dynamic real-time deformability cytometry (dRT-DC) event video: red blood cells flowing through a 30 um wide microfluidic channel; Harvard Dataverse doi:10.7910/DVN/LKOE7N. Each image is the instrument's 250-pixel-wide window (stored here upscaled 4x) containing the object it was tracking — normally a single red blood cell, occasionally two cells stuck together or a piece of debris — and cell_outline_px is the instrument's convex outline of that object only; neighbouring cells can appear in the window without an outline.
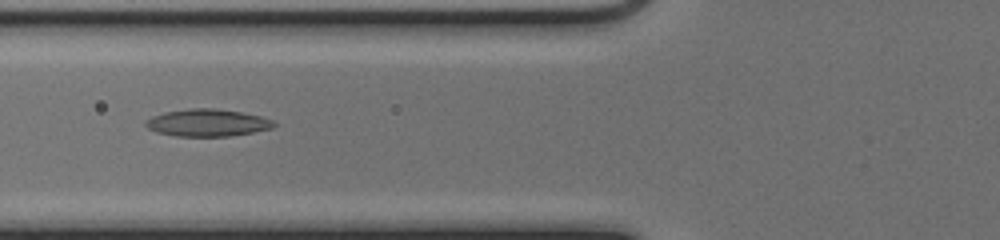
{"species": "common noctule bat (a hibernating species)", "species_latin": "Nyctalus noctula", "temperature_condition": "cold", "stored_images_in_passage": 52, "camera_frame_rate_fps": 3000, "um_per_image_px": 0.085, "animal": {"sex": "female", "body_mass_g": 17.0, "forearm_length_mm": 48.0}, "frame": {"image": 1, "passage_image": 21, "time_ms": 6.667, "image_size_px": [1000, 240], "cell_outline_px": [[276, 124], [272, 128], [252, 132], [228, 136], [176, 136], [156, 132], [148, 128], [144, 124], [144, 120], [152, 116], [164, 112], [188, 108], [216, 108], [240, 112], [260, 116], [272, 120]], "centroid_in_image_um": [17.58, 10.43], "position_along_channel_um": 108.2, "area_um2": 20.35}}
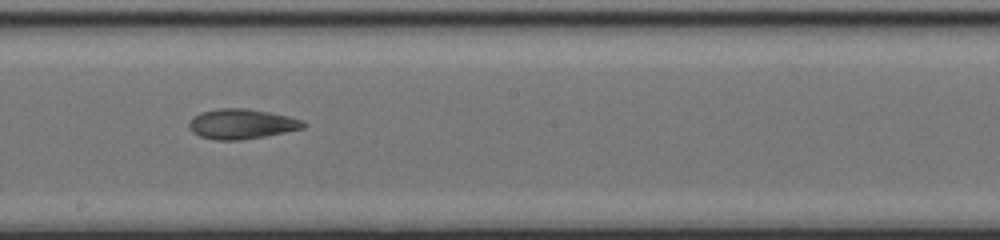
{"frame": {"image": 2, "passage_image": 30, "time_ms": 9.667, "image_size_px": [1000, 240], "cell_outline_px": [[304, 128], [264, 136], [240, 140], [216, 140], [200, 136], [192, 132], [188, 128], [188, 124], [200, 112], [220, 108], [248, 108], [288, 116], [304, 120]], "centroid_in_image_um": [20.52, 10.53], "position_along_channel_um": 227.7, "area_um2": 19.83}}
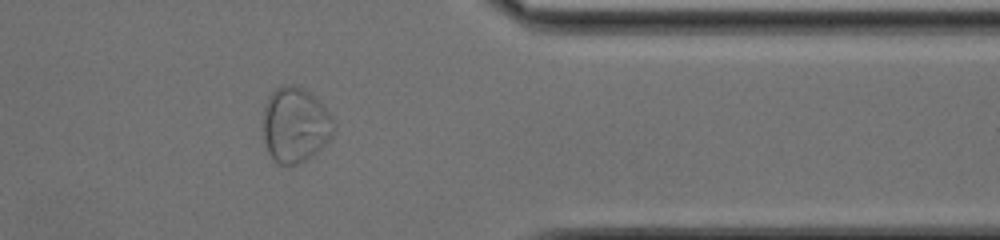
{"frame": {"image": 3, "passage_image": 43, "time_ms": 14.0, "image_size_px": [1000, 240], "cell_outline_px": [[332, 136], [320, 148], [304, 160], [296, 164], [276, 164], [268, 152], [260, 128], [264, 108], [268, 96], [276, 88], [284, 84], [292, 84], [308, 92], [332, 116]], "centroid_in_image_um": [25.0, 10.62], "position_along_channel_um": 386.4, "area_um2": 30.69}}